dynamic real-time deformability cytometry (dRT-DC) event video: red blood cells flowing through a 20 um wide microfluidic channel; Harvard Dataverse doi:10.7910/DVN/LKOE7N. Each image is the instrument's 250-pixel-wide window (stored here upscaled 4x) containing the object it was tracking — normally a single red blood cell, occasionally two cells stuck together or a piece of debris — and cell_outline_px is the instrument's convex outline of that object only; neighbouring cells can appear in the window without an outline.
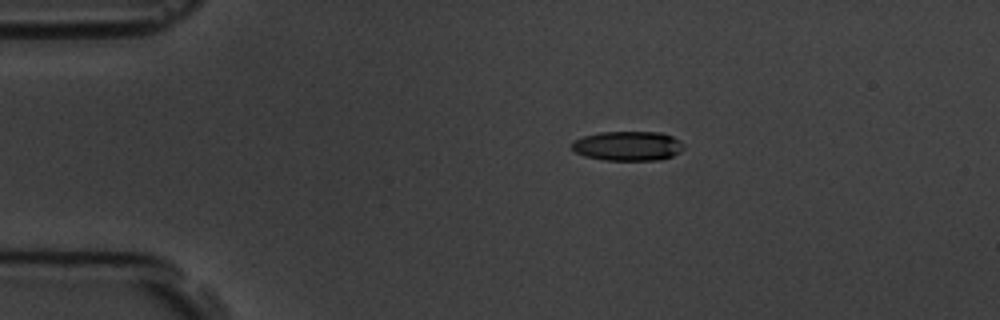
{"species": "common noctule bat (a hibernating species)", "species_latin": "Nyctalus noctula", "temperature_condition": "room temperature", "stored_images_in_passage": 5, "camera_frame_rate_fps": 3000, "um_per_image_px": 0.085, "animal": {"sex": "male", "body_mass_g": 19.5, "forearm_length_mm": 54.6}, "frame": {"image": 1, "passage_image": 1, "time_ms": 0.0, "image_size_px": [1000, 320], "cell_outline_px": [[684, 148], [680, 152], [672, 156], [660, 160], [604, 160], [584, 156], [576, 152], [572, 148], [572, 140], [584, 136], [600, 132], [660, 132], [672, 136], [680, 140], [684, 144]], "centroid_in_image_um": [53.38, 12.4], "position_along_channel_um": 31.6, "area_um2": 19.36}}
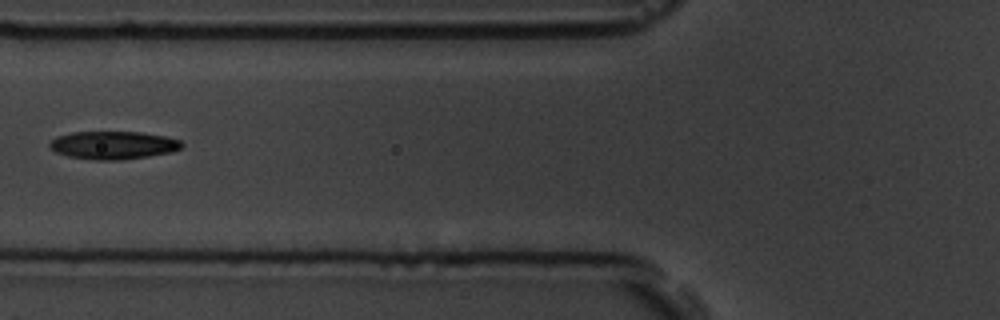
{"frame": {"image": 2, "passage_image": 4, "time_ms": 3.667, "image_size_px": [1000, 320], "cell_outline_px": [[184, 144], [180, 148], [172, 152], [148, 156], [120, 160], [96, 160], [68, 156], [56, 152], [48, 148], [48, 144], [56, 136], [72, 132], [140, 132], [164, 136], [180, 140]], "centroid_in_image_um": [9.6, 12.34], "position_along_channel_um": 116.2, "area_um2": 21.56}}
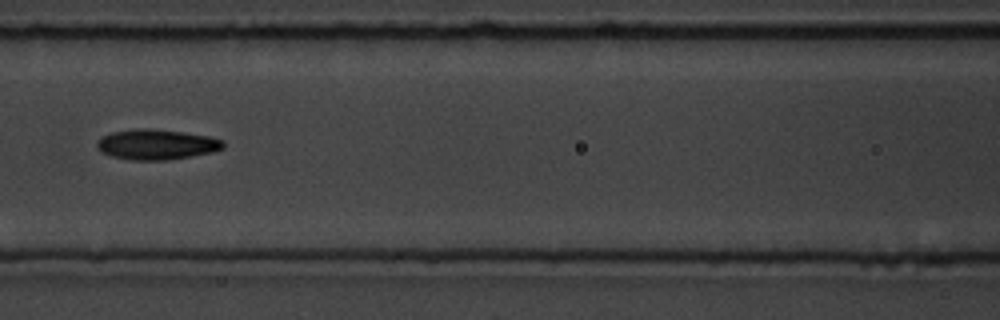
{"frame": {"image": 3, "passage_image": 5, "time_ms": 4.667, "image_size_px": [1000, 320], "cell_outline_px": [[224, 148], [212, 152], [192, 156], [168, 160], [132, 160], [112, 156], [100, 152], [96, 148], [96, 140], [112, 132], [136, 128], [148, 128], [184, 132], [208, 136], [224, 140]], "centroid_in_image_um": [13.29, 12.28], "position_along_channel_um": 153.3, "area_um2": 22.43}}